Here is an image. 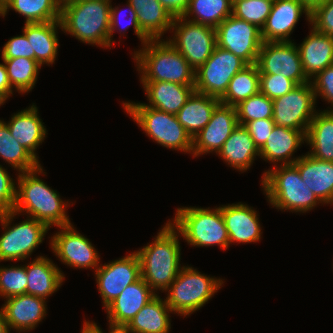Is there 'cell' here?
<instances>
[{"label":"cell","mask_w":333,"mask_h":333,"mask_svg":"<svg viewBox=\"0 0 333 333\" xmlns=\"http://www.w3.org/2000/svg\"><path fill=\"white\" fill-rule=\"evenodd\" d=\"M39 173L43 174L41 166L33 171L18 173L13 211L17 214L26 212L30 215L28 217L45 223L49 228L70 225L66 212L69 201L64 202L57 191L39 178Z\"/></svg>","instance_id":"1"},{"label":"cell","mask_w":333,"mask_h":333,"mask_svg":"<svg viewBox=\"0 0 333 333\" xmlns=\"http://www.w3.org/2000/svg\"><path fill=\"white\" fill-rule=\"evenodd\" d=\"M179 236L180 233L168 221L154 242L135 251L140 262L141 278L154 292L158 289L166 292L182 268Z\"/></svg>","instance_id":"2"},{"label":"cell","mask_w":333,"mask_h":333,"mask_svg":"<svg viewBox=\"0 0 333 333\" xmlns=\"http://www.w3.org/2000/svg\"><path fill=\"white\" fill-rule=\"evenodd\" d=\"M134 51L141 82H173L195 86V70L179 51L164 39H150Z\"/></svg>","instance_id":"3"},{"label":"cell","mask_w":333,"mask_h":333,"mask_svg":"<svg viewBox=\"0 0 333 333\" xmlns=\"http://www.w3.org/2000/svg\"><path fill=\"white\" fill-rule=\"evenodd\" d=\"M111 2L62 1L61 30L83 43L109 48Z\"/></svg>","instance_id":"4"},{"label":"cell","mask_w":333,"mask_h":333,"mask_svg":"<svg viewBox=\"0 0 333 333\" xmlns=\"http://www.w3.org/2000/svg\"><path fill=\"white\" fill-rule=\"evenodd\" d=\"M279 166L262 174V188L273 207L305 213L322 203L301 179L293 164Z\"/></svg>","instance_id":"5"},{"label":"cell","mask_w":333,"mask_h":333,"mask_svg":"<svg viewBox=\"0 0 333 333\" xmlns=\"http://www.w3.org/2000/svg\"><path fill=\"white\" fill-rule=\"evenodd\" d=\"M169 222L192 246L218 245L222 250L230 247L221 206L213 210L191 206L177 208L175 218Z\"/></svg>","instance_id":"6"},{"label":"cell","mask_w":333,"mask_h":333,"mask_svg":"<svg viewBox=\"0 0 333 333\" xmlns=\"http://www.w3.org/2000/svg\"><path fill=\"white\" fill-rule=\"evenodd\" d=\"M127 112L146 135L169 149L192 153V138L176 115L146 106L145 103L123 102Z\"/></svg>","instance_id":"7"},{"label":"cell","mask_w":333,"mask_h":333,"mask_svg":"<svg viewBox=\"0 0 333 333\" xmlns=\"http://www.w3.org/2000/svg\"><path fill=\"white\" fill-rule=\"evenodd\" d=\"M222 280L183 265L174 282L166 290V303L174 314L186 317L212 299L224 283Z\"/></svg>","instance_id":"8"},{"label":"cell","mask_w":333,"mask_h":333,"mask_svg":"<svg viewBox=\"0 0 333 333\" xmlns=\"http://www.w3.org/2000/svg\"><path fill=\"white\" fill-rule=\"evenodd\" d=\"M16 215L14 211L0 213L2 230H5L0 236V262L29 258L50 229L45 223L30 217L11 226Z\"/></svg>","instance_id":"9"},{"label":"cell","mask_w":333,"mask_h":333,"mask_svg":"<svg viewBox=\"0 0 333 333\" xmlns=\"http://www.w3.org/2000/svg\"><path fill=\"white\" fill-rule=\"evenodd\" d=\"M170 30L172 39H167L196 71L217 46L216 28L191 22L184 17H175Z\"/></svg>","instance_id":"10"},{"label":"cell","mask_w":333,"mask_h":333,"mask_svg":"<svg viewBox=\"0 0 333 333\" xmlns=\"http://www.w3.org/2000/svg\"><path fill=\"white\" fill-rule=\"evenodd\" d=\"M247 65L231 51L216 46L208 60L195 71V91L220 99L233 76Z\"/></svg>","instance_id":"11"},{"label":"cell","mask_w":333,"mask_h":333,"mask_svg":"<svg viewBox=\"0 0 333 333\" xmlns=\"http://www.w3.org/2000/svg\"><path fill=\"white\" fill-rule=\"evenodd\" d=\"M316 100L311 82L298 85L287 94L273 99L275 125L307 131L317 113Z\"/></svg>","instance_id":"12"},{"label":"cell","mask_w":333,"mask_h":333,"mask_svg":"<svg viewBox=\"0 0 333 333\" xmlns=\"http://www.w3.org/2000/svg\"><path fill=\"white\" fill-rule=\"evenodd\" d=\"M217 46L231 51L247 64H255L263 44L261 29L247 21L228 16L216 27Z\"/></svg>","instance_id":"13"},{"label":"cell","mask_w":333,"mask_h":333,"mask_svg":"<svg viewBox=\"0 0 333 333\" xmlns=\"http://www.w3.org/2000/svg\"><path fill=\"white\" fill-rule=\"evenodd\" d=\"M260 74H281L297 85L310 82L297 45L291 42H263L256 62Z\"/></svg>","instance_id":"14"},{"label":"cell","mask_w":333,"mask_h":333,"mask_svg":"<svg viewBox=\"0 0 333 333\" xmlns=\"http://www.w3.org/2000/svg\"><path fill=\"white\" fill-rule=\"evenodd\" d=\"M95 277L103 306L106 308L128 285L141 278L138 255L132 252L108 264L99 265Z\"/></svg>","instance_id":"15"},{"label":"cell","mask_w":333,"mask_h":333,"mask_svg":"<svg viewBox=\"0 0 333 333\" xmlns=\"http://www.w3.org/2000/svg\"><path fill=\"white\" fill-rule=\"evenodd\" d=\"M58 228L61 231L53 235L50 240V246L58 259L73 268H93L96 271L100 258L89 239L78 233L73 224Z\"/></svg>","instance_id":"16"},{"label":"cell","mask_w":333,"mask_h":333,"mask_svg":"<svg viewBox=\"0 0 333 333\" xmlns=\"http://www.w3.org/2000/svg\"><path fill=\"white\" fill-rule=\"evenodd\" d=\"M236 108L219 103L212 112L210 121L192 139V155L200 156L218 151L238 126Z\"/></svg>","instance_id":"17"},{"label":"cell","mask_w":333,"mask_h":333,"mask_svg":"<svg viewBox=\"0 0 333 333\" xmlns=\"http://www.w3.org/2000/svg\"><path fill=\"white\" fill-rule=\"evenodd\" d=\"M302 13L310 22L311 11L300 0H274L271 12L261 29L263 42H291L289 36Z\"/></svg>","instance_id":"18"},{"label":"cell","mask_w":333,"mask_h":333,"mask_svg":"<svg viewBox=\"0 0 333 333\" xmlns=\"http://www.w3.org/2000/svg\"><path fill=\"white\" fill-rule=\"evenodd\" d=\"M157 294L140 278L128 285L106 308L109 325L126 327L133 317Z\"/></svg>","instance_id":"19"},{"label":"cell","mask_w":333,"mask_h":333,"mask_svg":"<svg viewBox=\"0 0 333 333\" xmlns=\"http://www.w3.org/2000/svg\"><path fill=\"white\" fill-rule=\"evenodd\" d=\"M46 299L31 294L7 298L1 307L8 328L22 332L34 329L46 315Z\"/></svg>","instance_id":"20"},{"label":"cell","mask_w":333,"mask_h":333,"mask_svg":"<svg viewBox=\"0 0 333 333\" xmlns=\"http://www.w3.org/2000/svg\"><path fill=\"white\" fill-rule=\"evenodd\" d=\"M223 216L230 243H252L261 239V225L257 211L247 204L222 205Z\"/></svg>","instance_id":"21"},{"label":"cell","mask_w":333,"mask_h":333,"mask_svg":"<svg viewBox=\"0 0 333 333\" xmlns=\"http://www.w3.org/2000/svg\"><path fill=\"white\" fill-rule=\"evenodd\" d=\"M301 179L322 204H333V162L319 160L308 153L293 164Z\"/></svg>","instance_id":"22"},{"label":"cell","mask_w":333,"mask_h":333,"mask_svg":"<svg viewBox=\"0 0 333 333\" xmlns=\"http://www.w3.org/2000/svg\"><path fill=\"white\" fill-rule=\"evenodd\" d=\"M307 131L275 125L264 146L259 150L260 157L272 162L274 167L294 164L300 157L292 159V154L306 141ZM277 162V163H276ZM276 163V164H275Z\"/></svg>","instance_id":"23"},{"label":"cell","mask_w":333,"mask_h":333,"mask_svg":"<svg viewBox=\"0 0 333 333\" xmlns=\"http://www.w3.org/2000/svg\"><path fill=\"white\" fill-rule=\"evenodd\" d=\"M38 113L33 103L27 109L14 113L6 124L12 137L40 162L36 149L46 138L47 130Z\"/></svg>","instance_id":"24"},{"label":"cell","mask_w":333,"mask_h":333,"mask_svg":"<svg viewBox=\"0 0 333 333\" xmlns=\"http://www.w3.org/2000/svg\"><path fill=\"white\" fill-rule=\"evenodd\" d=\"M58 27L62 28L60 21L25 23L23 27V33L31 46V59L41 66L55 62L59 46Z\"/></svg>","instance_id":"25"},{"label":"cell","mask_w":333,"mask_h":333,"mask_svg":"<svg viewBox=\"0 0 333 333\" xmlns=\"http://www.w3.org/2000/svg\"><path fill=\"white\" fill-rule=\"evenodd\" d=\"M306 76L311 80L318 72L333 65V36L322 34L313 27L297 46Z\"/></svg>","instance_id":"26"},{"label":"cell","mask_w":333,"mask_h":333,"mask_svg":"<svg viewBox=\"0 0 333 333\" xmlns=\"http://www.w3.org/2000/svg\"><path fill=\"white\" fill-rule=\"evenodd\" d=\"M26 274L28 283L26 286V294L47 299L64 281V274L45 256H37L31 263L26 265Z\"/></svg>","instance_id":"27"},{"label":"cell","mask_w":333,"mask_h":333,"mask_svg":"<svg viewBox=\"0 0 333 333\" xmlns=\"http://www.w3.org/2000/svg\"><path fill=\"white\" fill-rule=\"evenodd\" d=\"M149 101L146 106L176 115L195 91V86L173 82H141Z\"/></svg>","instance_id":"28"},{"label":"cell","mask_w":333,"mask_h":333,"mask_svg":"<svg viewBox=\"0 0 333 333\" xmlns=\"http://www.w3.org/2000/svg\"><path fill=\"white\" fill-rule=\"evenodd\" d=\"M217 155L221 156L230 167L245 172L253 163L256 156H260L248 130L238 125L224 142Z\"/></svg>","instance_id":"29"},{"label":"cell","mask_w":333,"mask_h":333,"mask_svg":"<svg viewBox=\"0 0 333 333\" xmlns=\"http://www.w3.org/2000/svg\"><path fill=\"white\" fill-rule=\"evenodd\" d=\"M220 103L216 97L194 91L176 114L177 120L193 139L210 121L215 107Z\"/></svg>","instance_id":"30"},{"label":"cell","mask_w":333,"mask_h":333,"mask_svg":"<svg viewBox=\"0 0 333 333\" xmlns=\"http://www.w3.org/2000/svg\"><path fill=\"white\" fill-rule=\"evenodd\" d=\"M169 313L173 311L166 300L156 295L143 306L126 328L132 333H169L171 329Z\"/></svg>","instance_id":"31"},{"label":"cell","mask_w":333,"mask_h":333,"mask_svg":"<svg viewBox=\"0 0 333 333\" xmlns=\"http://www.w3.org/2000/svg\"><path fill=\"white\" fill-rule=\"evenodd\" d=\"M314 158L333 162V110L319 111L314 115L306 133V141Z\"/></svg>","instance_id":"32"},{"label":"cell","mask_w":333,"mask_h":333,"mask_svg":"<svg viewBox=\"0 0 333 333\" xmlns=\"http://www.w3.org/2000/svg\"><path fill=\"white\" fill-rule=\"evenodd\" d=\"M137 13L141 30L150 39H160L171 29L173 17L158 0H128Z\"/></svg>","instance_id":"33"},{"label":"cell","mask_w":333,"mask_h":333,"mask_svg":"<svg viewBox=\"0 0 333 333\" xmlns=\"http://www.w3.org/2000/svg\"><path fill=\"white\" fill-rule=\"evenodd\" d=\"M61 4L62 0H10L0 16L12 9L25 17V23L60 21Z\"/></svg>","instance_id":"34"},{"label":"cell","mask_w":333,"mask_h":333,"mask_svg":"<svg viewBox=\"0 0 333 333\" xmlns=\"http://www.w3.org/2000/svg\"><path fill=\"white\" fill-rule=\"evenodd\" d=\"M260 92V73L257 64H248L237 72L225 94L219 99L220 103L235 107L250 96Z\"/></svg>","instance_id":"35"},{"label":"cell","mask_w":333,"mask_h":333,"mask_svg":"<svg viewBox=\"0 0 333 333\" xmlns=\"http://www.w3.org/2000/svg\"><path fill=\"white\" fill-rule=\"evenodd\" d=\"M0 157L19 173L37 169L41 164L11 135L6 122L0 120Z\"/></svg>","instance_id":"36"},{"label":"cell","mask_w":333,"mask_h":333,"mask_svg":"<svg viewBox=\"0 0 333 333\" xmlns=\"http://www.w3.org/2000/svg\"><path fill=\"white\" fill-rule=\"evenodd\" d=\"M230 15H232L230 0H190L188 10L183 17L191 22L216 28ZM190 16L193 18L189 19Z\"/></svg>","instance_id":"37"},{"label":"cell","mask_w":333,"mask_h":333,"mask_svg":"<svg viewBox=\"0 0 333 333\" xmlns=\"http://www.w3.org/2000/svg\"><path fill=\"white\" fill-rule=\"evenodd\" d=\"M2 61L6 65L8 80L12 88L22 94L30 92L34 88L41 67L36 60L18 57Z\"/></svg>","instance_id":"38"},{"label":"cell","mask_w":333,"mask_h":333,"mask_svg":"<svg viewBox=\"0 0 333 333\" xmlns=\"http://www.w3.org/2000/svg\"><path fill=\"white\" fill-rule=\"evenodd\" d=\"M235 108L238 124L242 126L249 121L273 119V101L260 92L240 102Z\"/></svg>","instance_id":"39"},{"label":"cell","mask_w":333,"mask_h":333,"mask_svg":"<svg viewBox=\"0 0 333 333\" xmlns=\"http://www.w3.org/2000/svg\"><path fill=\"white\" fill-rule=\"evenodd\" d=\"M274 0H237L232 3V15L262 29Z\"/></svg>","instance_id":"40"},{"label":"cell","mask_w":333,"mask_h":333,"mask_svg":"<svg viewBox=\"0 0 333 333\" xmlns=\"http://www.w3.org/2000/svg\"><path fill=\"white\" fill-rule=\"evenodd\" d=\"M27 283L26 265L0 267V296L4 299L26 294Z\"/></svg>","instance_id":"41"},{"label":"cell","mask_w":333,"mask_h":333,"mask_svg":"<svg viewBox=\"0 0 333 333\" xmlns=\"http://www.w3.org/2000/svg\"><path fill=\"white\" fill-rule=\"evenodd\" d=\"M296 86L293 80L281 74H260V93L272 100L287 94Z\"/></svg>","instance_id":"42"},{"label":"cell","mask_w":333,"mask_h":333,"mask_svg":"<svg viewBox=\"0 0 333 333\" xmlns=\"http://www.w3.org/2000/svg\"><path fill=\"white\" fill-rule=\"evenodd\" d=\"M310 25L322 34L333 36V0H326L311 10Z\"/></svg>","instance_id":"43"},{"label":"cell","mask_w":333,"mask_h":333,"mask_svg":"<svg viewBox=\"0 0 333 333\" xmlns=\"http://www.w3.org/2000/svg\"><path fill=\"white\" fill-rule=\"evenodd\" d=\"M127 6H128V10H129V15L130 18L128 19L129 22L127 24H125V26H122V29L120 28V19H119V14L122 15L121 11L118 9L119 7H112L111 5V11H110V34H109V47L111 48V44H113V39L111 37H113V33L115 30L120 31V34L122 33V31H127L126 29L129 28V26L132 24L133 25V29H134V33H136L135 35H137V37L140 39V41L142 42L141 44L146 43L147 41L150 40V38L141 30L139 24H138V19H137V13L135 12V10L132 8V6L127 2ZM123 25V24H122Z\"/></svg>","instance_id":"44"},{"label":"cell","mask_w":333,"mask_h":333,"mask_svg":"<svg viewBox=\"0 0 333 333\" xmlns=\"http://www.w3.org/2000/svg\"><path fill=\"white\" fill-rule=\"evenodd\" d=\"M313 79V80H312ZM315 97L322 96L323 100L333 107V65L327 66L310 80ZM333 110L332 108H330Z\"/></svg>","instance_id":"45"},{"label":"cell","mask_w":333,"mask_h":333,"mask_svg":"<svg viewBox=\"0 0 333 333\" xmlns=\"http://www.w3.org/2000/svg\"><path fill=\"white\" fill-rule=\"evenodd\" d=\"M0 165V213L13 211L16 202V183Z\"/></svg>","instance_id":"46"},{"label":"cell","mask_w":333,"mask_h":333,"mask_svg":"<svg viewBox=\"0 0 333 333\" xmlns=\"http://www.w3.org/2000/svg\"><path fill=\"white\" fill-rule=\"evenodd\" d=\"M275 123L273 119H259L247 122L244 127L248 130L255 146L260 150L270 136Z\"/></svg>","instance_id":"47"},{"label":"cell","mask_w":333,"mask_h":333,"mask_svg":"<svg viewBox=\"0 0 333 333\" xmlns=\"http://www.w3.org/2000/svg\"><path fill=\"white\" fill-rule=\"evenodd\" d=\"M2 59L25 57L31 59V46L26 35L15 36L9 39L2 48Z\"/></svg>","instance_id":"48"},{"label":"cell","mask_w":333,"mask_h":333,"mask_svg":"<svg viewBox=\"0 0 333 333\" xmlns=\"http://www.w3.org/2000/svg\"><path fill=\"white\" fill-rule=\"evenodd\" d=\"M173 17H183L188 10L190 0H158Z\"/></svg>","instance_id":"49"},{"label":"cell","mask_w":333,"mask_h":333,"mask_svg":"<svg viewBox=\"0 0 333 333\" xmlns=\"http://www.w3.org/2000/svg\"><path fill=\"white\" fill-rule=\"evenodd\" d=\"M0 92H2L7 98L13 95V88L11 87L8 80L7 68L5 63H0Z\"/></svg>","instance_id":"50"},{"label":"cell","mask_w":333,"mask_h":333,"mask_svg":"<svg viewBox=\"0 0 333 333\" xmlns=\"http://www.w3.org/2000/svg\"><path fill=\"white\" fill-rule=\"evenodd\" d=\"M98 333H103L102 329L95 322H88ZM109 333H132L126 327L109 326Z\"/></svg>","instance_id":"51"},{"label":"cell","mask_w":333,"mask_h":333,"mask_svg":"<svg viewBox=\"0 0 333 333\" xmlns=\"http://www.w3.org/2000/svg\"><path fill=\"white\" fill-rule=\"evenodd\" d=\"M0 333H10L2 309H0Z\"/></svg>","instance_id":"52"},{"label":"cell","mask_w":333,"mask_h":333,"mask_svg":"<svg viewBox=\"0 0 333 333\" xmlns=\"http://www.w3.org/2000/svg\"><path fill=\"white\" fill-rule=\"evenodd\" d=\"M310 11L317 5L325 2L326 0H300Z\"/></svg>","instance_id":"53"},{"label":"cell","mask_w":333,"mask_h":333,"mask_svg":"<svg viewBox=\"0 0 333 333\" xmlns=\"http://www.w3.org/2000/svg\"><path fill=\"white\" fill-rule=\"evenodd\" d=\"M81 333H98V332L88 323V321L85 320Z\"/></svg>","instance_id":"54"},{"label":"cell","mask_w":333,"mask_h":333,"mask_svg":"<svg viewBox=\"0 0 333 333\" xmlns=\"http://www.w3.org/2000/svg\"><path fill=\"white\" fill-rule=\"evenodd\" d=\"M10 0H0V13L4 10Z\"/></svg>","instance_id":"55"},{"label":"cell","mask_w":333,"mask_h":333,"mask_svg":"<svg viewBox=\"0 0 333 333\" xmlns=\"http://www.w3.org/2000/svg\"><path fill=\"white\" fill-rule=\"evenodd\" d=\"M6 100H7V97L2 92H0V106L4 105Z\"/></svg>","instance_id":"56"},{"label":"cell","mask_w":333,"mask_h":333,"mask_svg":"<svg viewBox=\"0 0 333 333\" xmlns=\"http://www.w3.org/2000/svg\"><path fill=\"white\" fill-rule=\"evenodd\" d=\"M62 1H81V0H62Z\"/></svg>","instance_id":"57"}]
</instances>
